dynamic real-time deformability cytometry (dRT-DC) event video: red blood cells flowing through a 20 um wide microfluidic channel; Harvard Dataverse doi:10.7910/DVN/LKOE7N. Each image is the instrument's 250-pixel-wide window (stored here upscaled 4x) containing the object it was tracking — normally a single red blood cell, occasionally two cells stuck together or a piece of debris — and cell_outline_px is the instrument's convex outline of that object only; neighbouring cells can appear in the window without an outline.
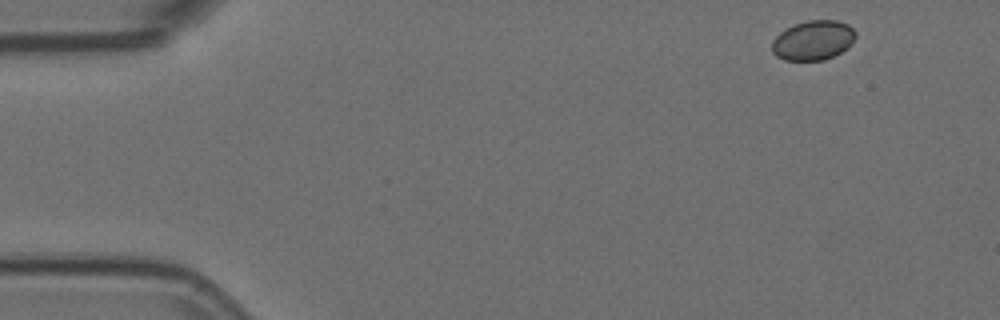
{"species": "Egyptian fruit bat (a non-hibernating species)", "species_latin": "Rousettus aegyptiacus", "temperature_condition": "room temperature", "stored_images_in_passage": 6, "camera_frame_rate_fps": 3000, "um_per_image_px": 0.085, "animal": {"sex": "female"}, "frame": {"image": 1, "passage_image": 1, "time_ms": 0.0, "image_size_px": [1000, 320], "cell_outline_px": [[856, 36], [848, 48], [824, 60], [784, 60], [776, 56], [772, 52], [772, 40], [780, 32], [796, 24], [808, 20], [836, 20], [848, 24], [856, 32]], "centroid_in_image_um": [69.12, 3.43], "position_along_channel_um": 15.9, "area_um2": 19.25}}
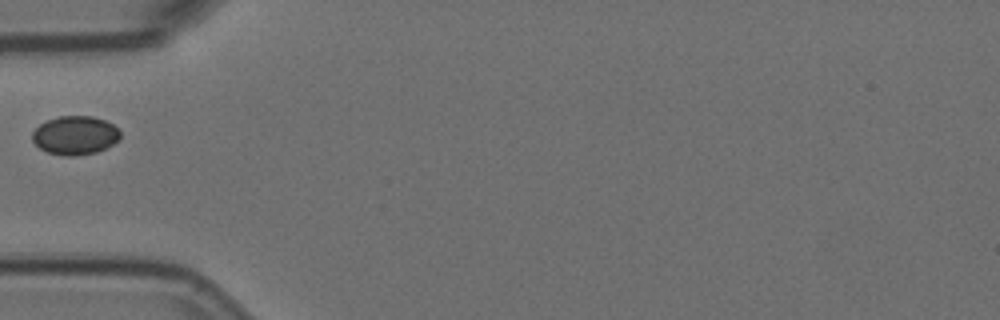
{"frame": {"image": 2, "passage_image": 5, "time_ms": 1.333, "image_size_px": [1000, 320], "cell_outline_px": [[120, 140], [96, 152], [76, 156], [64, 156], [48, 152], [40, 148], [32, 140], [32, 132], [40, 124], [48, 120], [60, 116], [92, 116], [104, 120], [112, 124], [120, 132]], "centroid_in_image_um": [6.38, 11.5], "position_along_channel_um": 78.6, "area_um2": 19.71}}
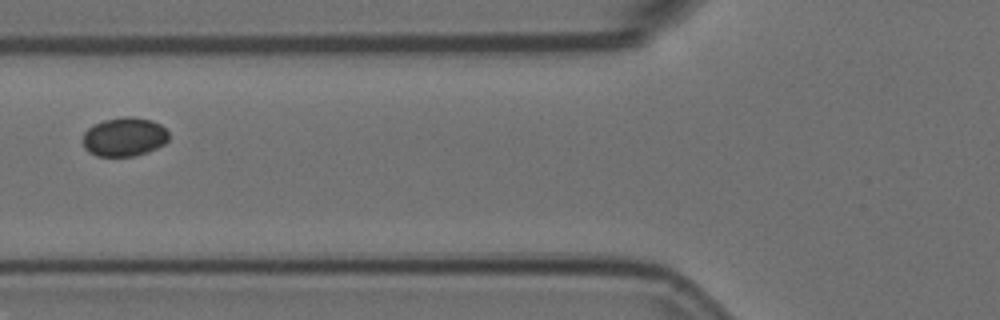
{"frame": {"image": 3, "passage_image": 6, "time_ms": 1.667, "image_size_px": [1000, 320], "cell_outline_px": [[168, 140], [164, 144], [148, 152], [132, 156], [96, 156], [88, 152], [84, 148], [84, 132], [92, 124], [104, 120], [124, 116], [132, 116], [152, 120], [160, 124], [168, 132]], "centroid_in_image_um": [10.56, 11.63], "position_along_channel_um": 115.2, "area_um2": 19.59}}